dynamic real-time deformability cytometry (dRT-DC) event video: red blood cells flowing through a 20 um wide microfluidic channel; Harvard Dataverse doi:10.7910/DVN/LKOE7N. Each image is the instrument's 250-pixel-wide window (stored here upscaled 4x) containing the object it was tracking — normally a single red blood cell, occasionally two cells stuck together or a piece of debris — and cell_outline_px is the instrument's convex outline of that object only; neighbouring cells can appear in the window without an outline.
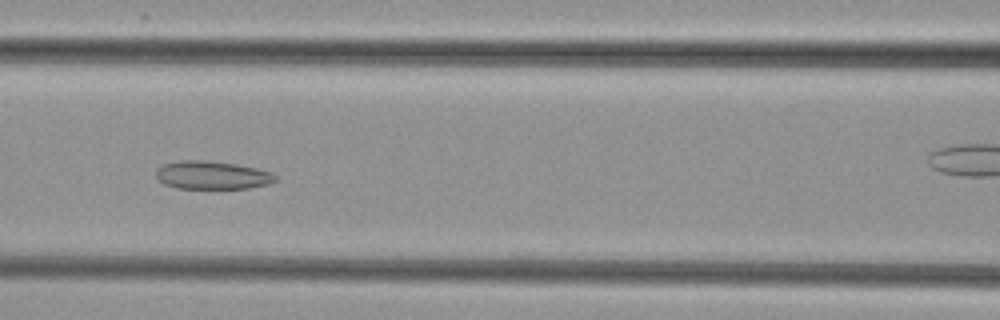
{"species": "common noctule bat (a hibernating species)", "species_latin": "Nyctalus noctula", "temperature_condition": "cold", "stored_images_in_passage": 51, "camera_frame_rate_fps": 3000, "um_per_image_px": 0.085, "animal": {"sex": "female", "body_mass_g": 29.2, "forearm_length_mm": 56.3}, "frame": {"image": 1, "passage_image": 21, "time_ms": 6.667, "image_size_px": [1000, 320], "cell_outline_px": [[276, 180], [268, 184], [248, 188], [176, 188], [164, 184], [156, 176], [156, 168], [164, 164], [180, 160], [208, 160], [236, 164], [256, 168], [272, 172], [276, 176]], "centroid_in_image_um": [18.02, 14.88], "position_along_channel_um": 148.6, "area_um2": 19.59}}
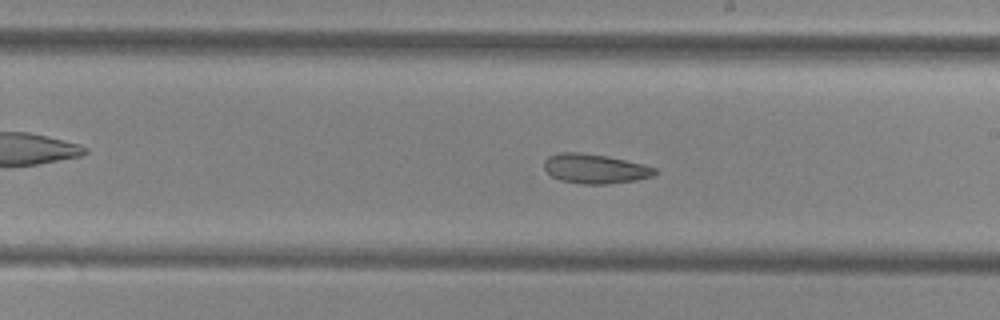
{"frame": {"image": 2, "passage_image": 28, "time_ms": 9.0, "image_size_px": [1000, 320], "cell_outline_px": [[660, 172], [652, 176], [636, 180], [608, 184], [584, 184], [560, 180], [552, 176], [544, 168], [544, 160], [548, 156], [560, 152], [580, 152], [608, 156], [656, 168]], "centroid_in_image_um": [50.56, 14.34], "position_along_channel_um": 238.4, "area_um2": 19.02}}
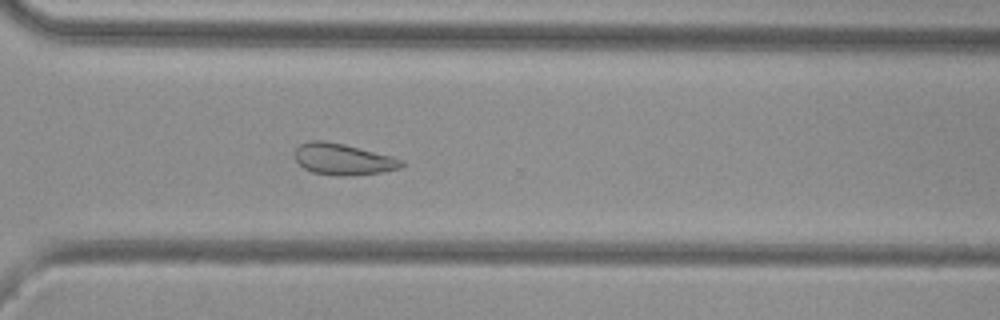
{"frame": {"image": 3, "passage_image": 36, "time_ms": 11.667, "image_size_px": [1000, 320], "cell_outline_px": [[404, 164], [400, 168], [380, 172], [352, 176], [336, 176], [312, 172], [304, 168], [292, 156], [296, 148], [300, 144], [308, 140], [324, 140], [344, 144], [392, 156], [404, 160]], "centroid_in_image_um": [29.13, 13.53], "position_along_channel_um": 341.5, "area_um2": 19.71}}